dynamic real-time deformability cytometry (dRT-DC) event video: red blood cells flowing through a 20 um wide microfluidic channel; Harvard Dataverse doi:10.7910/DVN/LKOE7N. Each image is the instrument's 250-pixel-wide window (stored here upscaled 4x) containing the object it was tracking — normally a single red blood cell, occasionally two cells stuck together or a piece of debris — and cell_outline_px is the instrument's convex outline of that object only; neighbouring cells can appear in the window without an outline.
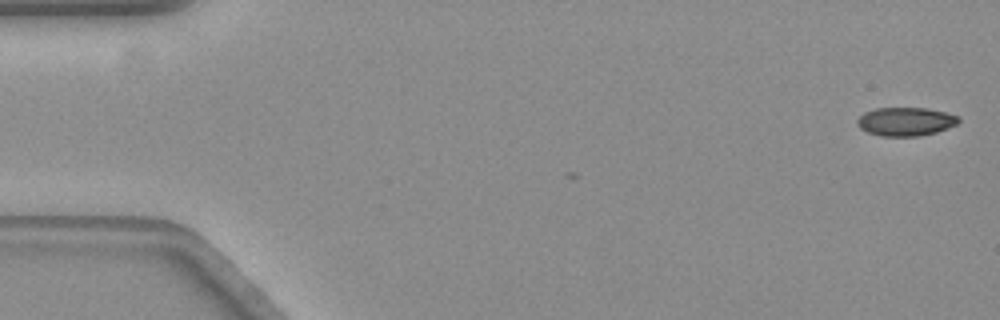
{"species": "common noctule bat (a hibernating species)", "species_latin": "Nyctalus noctula", "temperature_condition": "warm", "stored_images_in_passage": 2, "camera_frame_rate_fps": 3000, "um_per_image_px": 0.085, "animal": {"sex": "female", "body_mass_g": 19.3, "forearm_length_mm": 54.1}, "frame": {"image": 1, "passage_image": 2, "time_ms": 0.333, "image_size_px": [1000, 320], "cell_outline_px": [[960, 120], [956, 124], [936, 132], [916, 136], [884, 136], [868, 132], [860, 128], [856, 120], [864, 112], [876, 108], [928, 108], [960, 116]], "centroid_in_image_um": [76.98, 10.32], "position_along_channel_um": 8.0, "area_um2": 16.7}}